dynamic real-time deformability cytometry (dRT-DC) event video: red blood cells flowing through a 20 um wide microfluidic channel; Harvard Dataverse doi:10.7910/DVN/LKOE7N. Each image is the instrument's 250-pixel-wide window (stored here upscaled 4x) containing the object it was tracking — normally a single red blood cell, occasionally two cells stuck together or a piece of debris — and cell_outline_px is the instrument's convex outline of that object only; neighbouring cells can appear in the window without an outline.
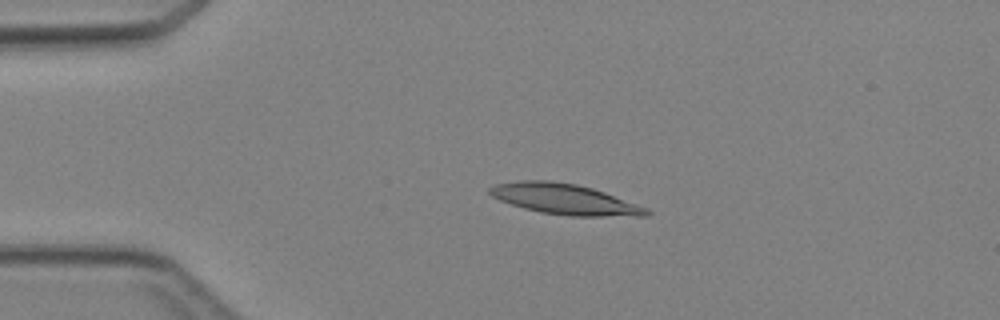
{"species": "Egyptian fruit bat (a non-hibernating species)", "species_latin": "Rousettus aegyptiacus", "temperature_condition": "cold", "stored_images_in_passage": 3, "camera_frame_rate_fps": 3000, "um_per_image_px": 0.085, "animal": {"sex": "female"}, "frame": {"image": 1, "passage_image": 2, "time_ms": 1.0, "image_size_px": [1000, 320], "cell_outline_px": [[652, 212], [648, 216], [568, 216], [540, 212], [524, 208], [500, 200], [492, 196], [488, 192], [488, 188], [496, 184], [520, 180], [552, 180], [576, 184], [592, 188], [604, 192], [648, 208]], "centroid_in_image_um": [48.01, 16.93], "position_along_channel_um": 37.0, "area_um2": 27.92}}